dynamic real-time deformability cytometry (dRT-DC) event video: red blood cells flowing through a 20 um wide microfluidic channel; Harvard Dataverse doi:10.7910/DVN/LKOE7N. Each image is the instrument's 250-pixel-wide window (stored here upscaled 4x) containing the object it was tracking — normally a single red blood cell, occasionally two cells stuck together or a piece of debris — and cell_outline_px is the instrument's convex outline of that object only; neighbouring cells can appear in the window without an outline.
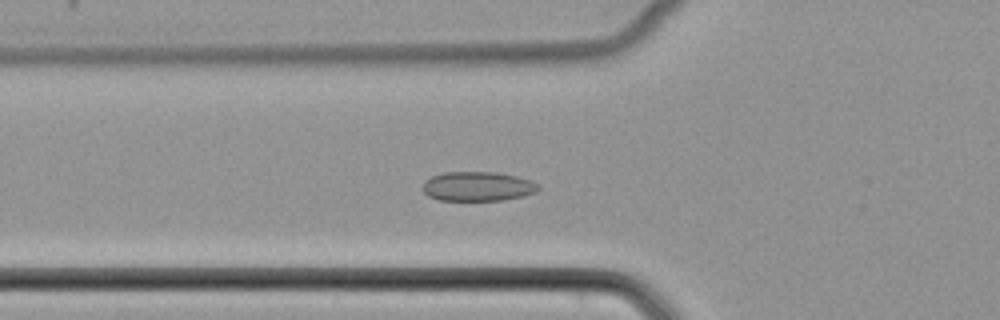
{"species": "common noctule bat (a hibernating species)", "species_latin": "Nyctalus noctula", "temperature_condition": "cold", "stored_images_in_passage": 48, "camera_frame_rate_fps": 3000, "um_per_image_px": 0.085, "animal": {"sex": "female", "body_mass_g": 22.7, "forearm_length_mm": 54.2}, "frame": {"image": 1, "passage_image": 15, "time_ms": 4.667, "image_size_px": [1000, 320], "cell_outline_px": [[540, 188], [536, 192], [524, 196], [500, 200], [440, 200], [428, 196], [420, 188], [424, 180], [432, 176], [444, 172], [496, 172], [516, 176], [532, 180]], "centroid_in_image_um": [40.57, 15.84], "position_along_channel_um": 85.2, "area_um2": 19.94}}
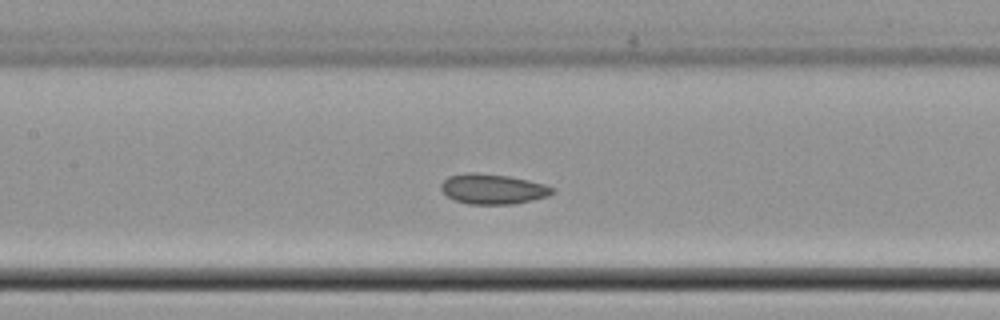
{"frame": {"image": 2, "passage_image": 21, "time_ms": 6.667, "image_size_px": [1000, 320], "cell_outline_px": [[556, 192], [548, 196], [532, 200], [512, 204], [468, 204], [456, 200], [448, 196], [440, 188], [440, 184], [448, 176], [508, 176], [528, 180], [544, 184], [556, 188]], "centroid_in_image_um": [41.99, 16.12], "position_along_channel_um": 165.4, "area_um2": 18.61}}
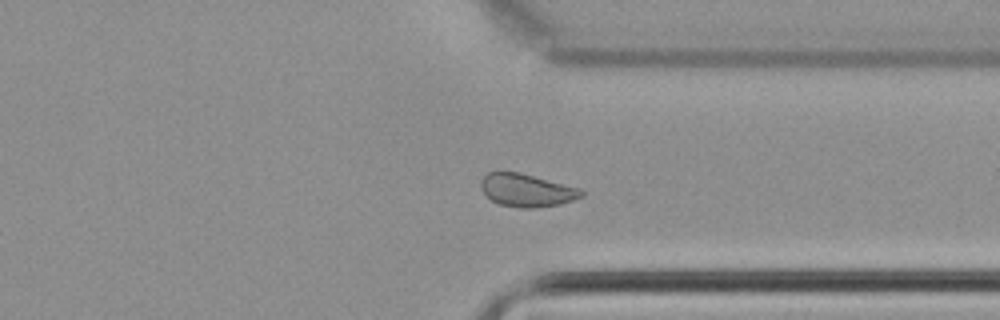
{"frame": {"image": 3, "passage_image": 36, "time_ms": 11.667, "image_size_px": [1000, 320], "cell_outline_px": [[584, 196], [560, 204], [536, 208], [520, 208], [500, 204], [492, 200], [480, 188], [480, 180], [488, 172], [520, 172], [580, 188], [584, 192]], "centroid_in_image_um": [44.78, 16.17], "position_along_channel_um": 366.6, "area_um2": 19.25}}